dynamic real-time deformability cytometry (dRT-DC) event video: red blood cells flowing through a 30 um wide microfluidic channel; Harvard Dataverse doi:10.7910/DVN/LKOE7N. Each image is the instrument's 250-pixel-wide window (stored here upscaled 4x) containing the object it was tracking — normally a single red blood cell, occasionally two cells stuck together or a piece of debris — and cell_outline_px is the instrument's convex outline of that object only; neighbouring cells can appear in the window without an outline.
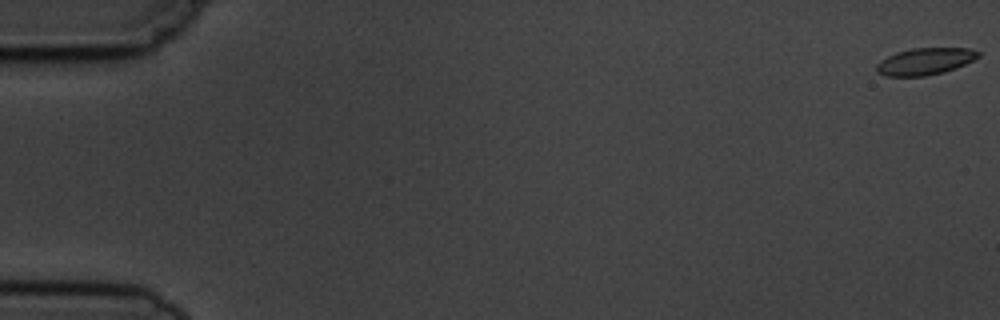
{"species": "common noctule bat (a hibernating species)", "species_latin": "Nyctalus noctula", "temperature_condition": "cold", "stored_images_in_passage": 8, "camera_frame_rate_fps": 3000, "um_per_image_px": 0.085, "animal": {"sex": "male", "body_mass_g": 19.5, "forearm_length_mm": 54.6}, "frame": {"image": 1, "passage_image": 1, "time_ms": 0.0, "image_size_px": [1000, 320], "cell_outline_px": [[980, 56], [956, 68], [944, 72], [928, 76], [884, 76], [876, 72], [876, 64], [880, 60], [896, 52], [912, 48], [968, 48], [980, 52]], "centroid_in_image_um": [78.6, 5.22], "position_along_channel_um": 6.4, "area_um2": 16.01}}
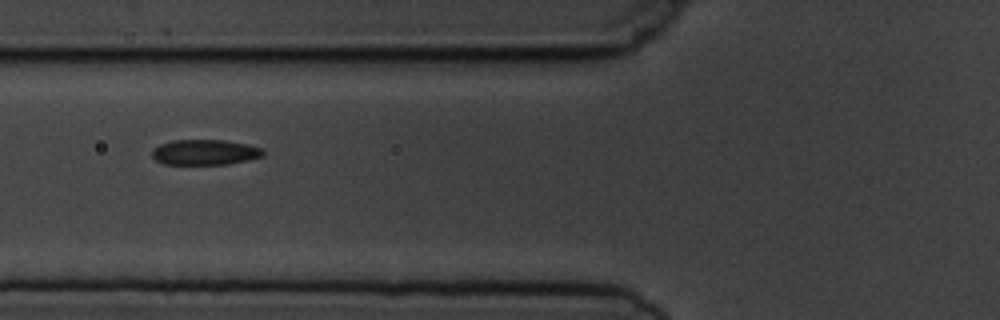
{"frame": {"image": 2, "passage_image": 7, "time_ms": 7.0, "image_size_px": [1000, 320], "cell_outline_px": [[264, 156], [248, 160], [228, 164], [164, 164], [156, 160], [152, 156], [152, 152], [160, 144], [172, 140], [224, 140], [248, 144], [264, 148]], "centroid_in_image_um": [17.47, 12.94], "position_along_channel_um": 108.3, "area_um2": 16.47}}
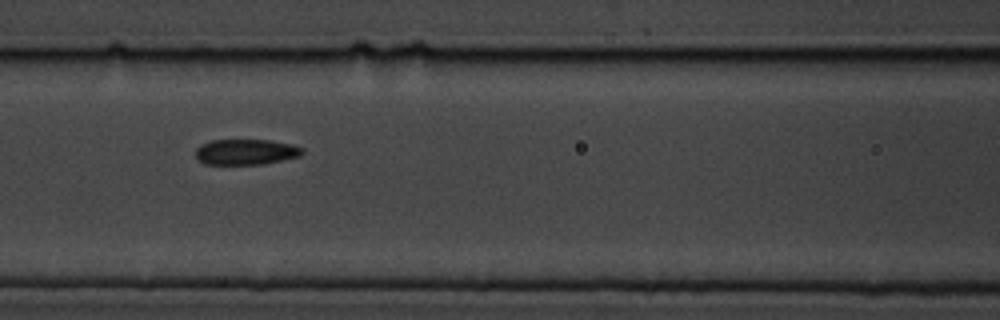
{"frame": {"image": 3, "passage_image": 8, "time_ms": 8.0, "image_size_px": [1000, 320], "cell_outline_px": [[304, 152], [300, 156], [264, 164], [204, 164], [196, 156], [196, 148], [200, 144], [212, 140], [268, 140], [292, 144], [304, 148]], "centroid_in_image_um": [20.92, 12.91], "position_along_channel_um": 145.7, "area_um2": 15.95}}